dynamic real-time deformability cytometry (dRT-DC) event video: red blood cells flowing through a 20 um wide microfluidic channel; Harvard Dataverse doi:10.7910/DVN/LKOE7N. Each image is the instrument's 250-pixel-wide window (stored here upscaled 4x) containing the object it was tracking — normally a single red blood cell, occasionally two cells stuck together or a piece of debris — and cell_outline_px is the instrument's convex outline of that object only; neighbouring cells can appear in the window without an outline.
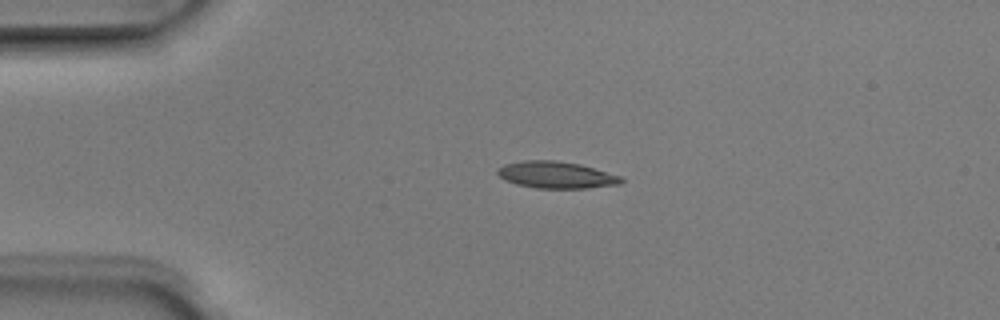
{"species": "Egyptian fruit bat (a non-hibernating species)", "species_latin": "Rousettus aegyptiacus", "temperature_condition": "room temperature", "stored_images_in_passage": 5, "camera_frame_rate_fps": 3000, "um_per_image_px": 0.085, "animal": {"sex": "male"}, "frame": {"image": 1, "passage_image": 3, "time_ms": 0.667, "image_size_px": [1000, 320], "cell_outline_px": [[624, 180], [620, 184], [588, 188], [536, 188], [516, 184], [504, 180], [496, 172], [496, 168], [504, 164], [524, 160], [556, 160], [580, 164], [620, 176]], "centroid_in_image_um": [47.24, 14.86], "position_along_channel_um": 37.8, "area_um2": 19.36}}
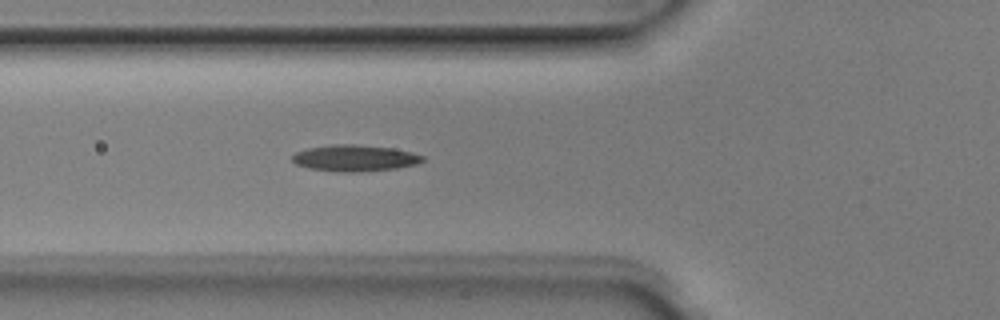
{"frame": {"image": 2, "passage_image": 5, "time_ms": 1.333, "image_size_px": [1000, 320], "cell_outline_px": [[424, 160], [416, 164], [396, 168], [360, 172], [336, 172], [308, 168], [296, 164], [292, 160], [292, 156], [296, 152], [308, 148], [332, 144], [356, 144], [392, 148], [412, 152], [424, 156]], "centroid_in_image_um": [30.14, 13.44], "position_along_channel_um": 95.7, "area_um2": 20.11}}